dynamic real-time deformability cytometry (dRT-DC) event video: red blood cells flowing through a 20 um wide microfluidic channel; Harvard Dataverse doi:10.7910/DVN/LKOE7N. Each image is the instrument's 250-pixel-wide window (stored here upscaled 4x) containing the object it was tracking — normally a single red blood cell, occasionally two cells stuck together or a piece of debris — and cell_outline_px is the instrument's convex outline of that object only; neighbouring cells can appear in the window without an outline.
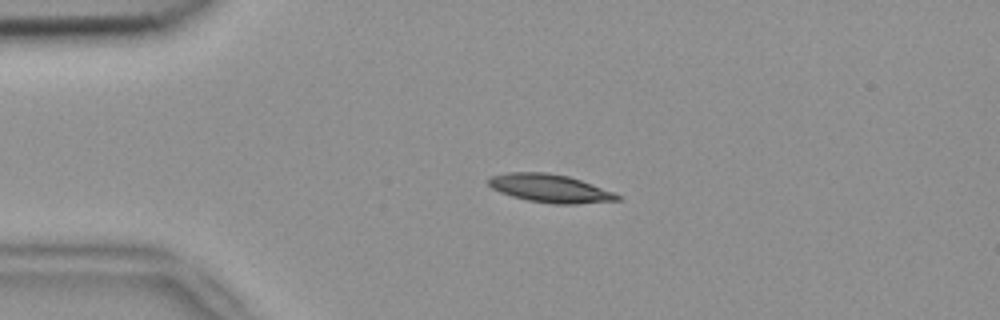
{"species": "common noctule bat (a hibernating species)", "species_latin": "Nyctalus noctula", "temperature_condition": "room temperature", "stored_images_in_passage": 3, "camera_frame_rate_fps": 3000, "um_per_image_px": 0.085, "animal": {"sex": "female", "body_mass_g": 18.4}, "frame": {"image": 1, "passage_image": 2, "time_ms": 0.333, "image_size_px": [1000, 320], "cell_outline_px": [[620, 200], [576, 204], [552, 204], [528, 200], [512, 196], [500, 192], [492, 188], [488, 184], [488, 176], [508, 172], [548, 172], [568, 176], [580, 180], [612, 192], [620, 196]], "centroid_in_image_um": [46.69, 16.0], "position_along_channel_um": 38.3, "area_um2": 21.04}}